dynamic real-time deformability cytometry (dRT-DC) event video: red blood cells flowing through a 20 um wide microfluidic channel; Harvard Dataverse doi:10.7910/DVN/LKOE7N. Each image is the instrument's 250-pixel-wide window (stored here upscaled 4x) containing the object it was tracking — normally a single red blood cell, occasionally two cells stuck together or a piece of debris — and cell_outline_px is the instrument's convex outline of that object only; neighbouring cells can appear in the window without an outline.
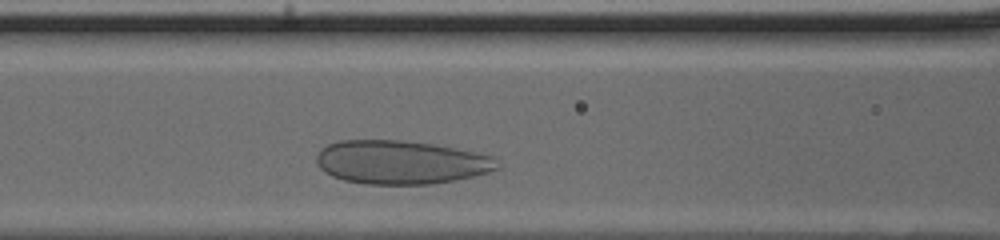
{"species": "human", "species_latin": "Homo sapiens", "temperature_condition": "cold", "stored_images_in_passage": 23, "camera_frame_rate_fps": 3000, "um_per_image_px": 0.085, "donor": {"sex": "male"}, "frame": {"image": 1, "passage_image": 6, "time_ms": 1.667, "image_size_px": [1000, 240], "cell_outline_px": [[500, 168], [488, 172], [456, 180], [432, 184], [364, 184], [344, 180], [332, 176], [324, 172], [316, 164], [316, 156], [320, 148], [328, 144], [340, 140], [400, 140], [436, 144], [456, 148], [492, 156], [500, 164]], "centroid_in_image_um": [34.05, 13.79], "position_along_channel_um": 132.6, "area_um2": 46.24}}
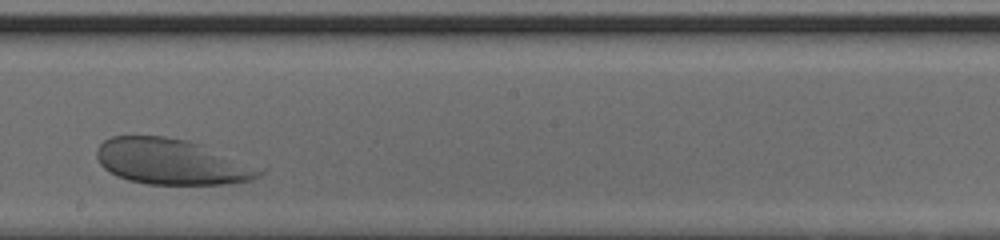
{"frame": {"image": 2, "passage_image": 13, "time_ms": 4.0, "image_size_px": [1000, 240], "cell_outline_px": [[264, 172], [252, 180], [228, 184], [148, 184], [128, 180], [116, 176], [104, 168], [100, 164], [96, 156], [96, 148], [104, 140], [112, 136], [164, 136], [188, 140], [200, 144], [264, 168]], "centroid_in_image_um": [14.59, 13.75], "position_along_channel_um": 233.6, "area_um2": 43.47}}
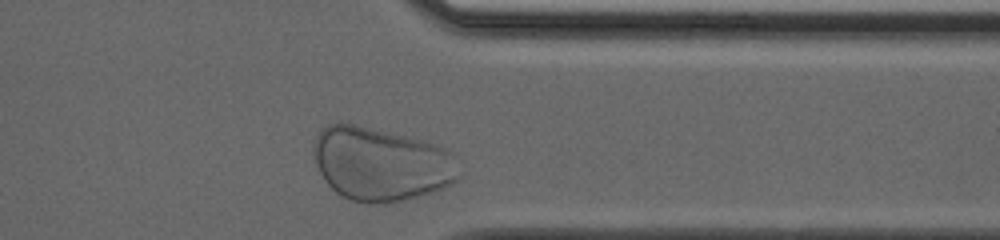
{"frame": {"image": 3, "passage_image": 23, "time_ms": 7.333, "image_size_px": [1000, 240], "cell_outline_px": [[460, 176], [452, 184], [416, 196], [400, 200], [376, 204], [352, 200], [336, 192], [324, 180], [312, 156], [312, 152], [316, 136], [320, 128], [328, 124], [356, 124], [436, 144], [452, 152], [456, 156]], "centroid_in_image_um": [32.36, 13.92], "position_along_channel_um": 379.0, "area_um2": 61.96}}